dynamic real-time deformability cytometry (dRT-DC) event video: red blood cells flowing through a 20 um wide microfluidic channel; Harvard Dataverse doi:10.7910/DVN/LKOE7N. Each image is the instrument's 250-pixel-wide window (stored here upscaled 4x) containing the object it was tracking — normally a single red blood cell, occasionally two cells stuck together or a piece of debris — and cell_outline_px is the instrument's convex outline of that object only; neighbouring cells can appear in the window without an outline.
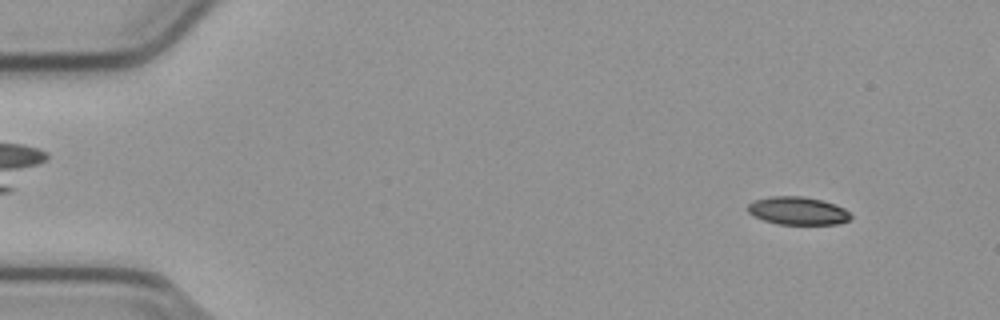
{"species": "common noctule bat (a hibernating species)", "species_latin": "Nyctalus noctula", "temperature_condition": "cold", "stored_images_in_passage": 55, "segment_of_instrument_passage": [1, 2], "camera_frame_rate_fps": 3000, "um_per_image_px": 0.085, "animal": {"sex": "male", "body_mass_g": 23.1, "forearm_length_mm": 52.7}, "frame": {"image": 1, "passage_image": 5, "time_ms": 1.333, "image_size_px": [1000, 320], "cell_outline_px": [[852, 216], [848, 220], [840, 224], [776, 224], [752, 216], [748, 212], [748, 204], [752, 200], [768, 196], [804, 196], [824, 200], [836, 204], [844, 208]], "centroid_in_image_um": [67.79, 17.9], "position_along_channel_um": 17.2, "area_um2": 17.05}}
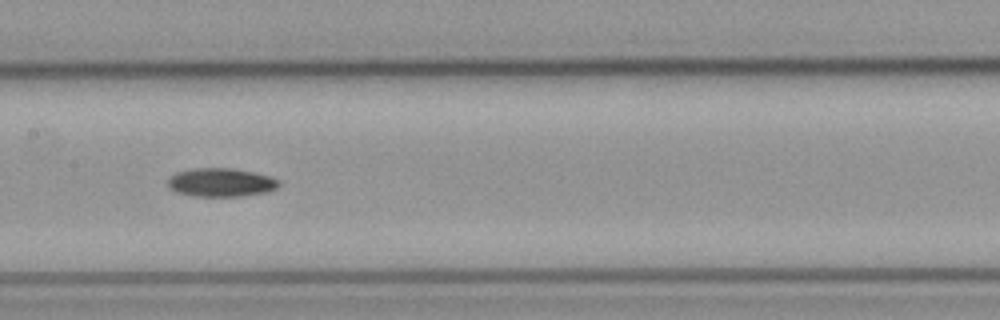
{"frame": {"image": 2, "passage_image": 27, "time_ms": 8.667, "image_size_px": [1000, 320], "cell_outline_px": [[280, 184], [276, 188], [268, 192], [244, 196], [192, 196], [176, 192], [168, 188], [168, 180], [176, 172], [196, 168], [232, 168], [252, 172], [268, 176], [280, 180]], "centroid_in_image_um": [18.78, 15.51], "position_along_channel_um": 188.6, "area_um2": 18.5}}
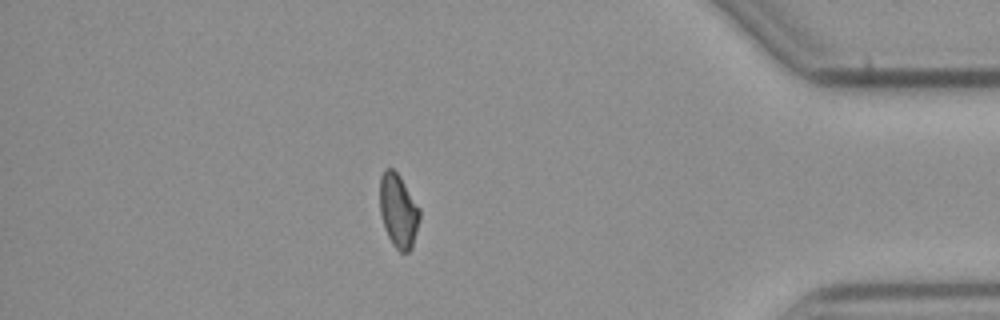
{"frame": {"image": 3, "passage_image": 47, "time_ms": 15.333, "image_size_px": [1000, 320], "cell_outline_px": [[420, 216], [412, 248], [408, 252], [400, 252], [392, 244], [384, 228], [380, 212], [380, 176], [384, 168], [392, 168], [400, 176], [420, 208]], "centroid_in_image_um": [33.85, 17.9], "position_along_channel_um": 401.3, "area_um2": 17.17}}